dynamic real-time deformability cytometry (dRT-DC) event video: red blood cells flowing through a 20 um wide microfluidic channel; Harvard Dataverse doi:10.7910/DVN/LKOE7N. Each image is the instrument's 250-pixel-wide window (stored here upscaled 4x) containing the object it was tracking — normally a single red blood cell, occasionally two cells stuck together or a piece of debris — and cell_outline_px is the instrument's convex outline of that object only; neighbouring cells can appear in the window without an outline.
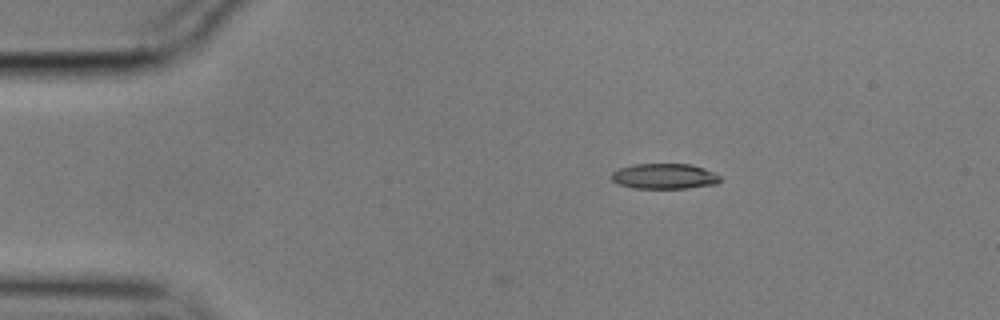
{"species": "common noctule bat (a hibernating species)", "species_latin": "Nyctalus noctula", "temperature_condition": "cold", "stored_images_in_passage": 7, "camera_frame_rate_fps": 3000, "um_per_image_px": 0.085, "animal": {"sex": "male", "body_mass_g": 17.9}, "frame": {"image": 1, "passage_image": 1, "time_ms": 0.0, "image_size_px": [1000, 320], "cell_outline_px": [[720, 180], [716, 184], [688, 188], [632, 188], [620, 184], [612, 180], [612, 172], [620, 168], [636, 164], [692, 164], [716, 172], [720, 176]], "centroid_in_image_um": [56.51, 14.98], "position_along_channel_um": 28.5, "area_um2": 16.07}}